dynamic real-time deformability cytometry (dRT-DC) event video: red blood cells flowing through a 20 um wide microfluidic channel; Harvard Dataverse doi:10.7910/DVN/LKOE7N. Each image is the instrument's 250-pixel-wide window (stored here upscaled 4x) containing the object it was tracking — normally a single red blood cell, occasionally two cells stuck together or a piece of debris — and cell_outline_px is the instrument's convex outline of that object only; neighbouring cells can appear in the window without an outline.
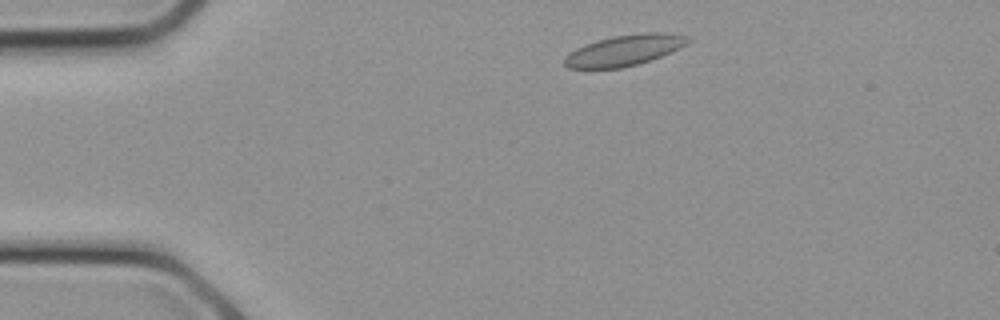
{"species": "common noctule bat (a hibernating species)", "species_latin": "Nyctalus noctula", "temperature_condition": "cold", "stored_images_in_passage": 8, "camera_frame_rate_fps": 3000, "um_per_image_px": 0.085, "animal": {"sex": "female", "body_mass_g": 21.9}, "frame": {"image": 1, "passage_image": 2, "time_ms": 0.333, "image_size_px": [1000, 320], "cell_outline_px": [[692, 40], [688, 44], [672, 52], [636, 64], [620, 68], [568, 68], [564, 64], [564, 56], [576, 48], [584, 44], [596, 40], [612, 36], [640, 32], [664, 32], [688, 36]], "centroid_in_image_um": [53.09, 4.25], "position_along_channel_um": 31.9, "area_um2": 22.31}}
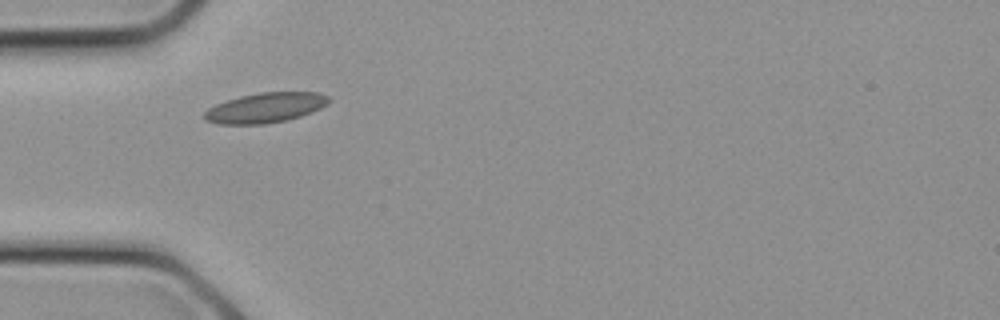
{"frame": {"image": 2, "passage_image": 5, "time_ms": 1.333, "image_size_px": [1000, 320], "cell_outline_px": [[332, 100], [328, 104], [312, 112], [288, 120], [264, 124], [220, 124], [204, 120], [204, 112], [208, 108], [216, 104], [240, 96], [260, 92], [320, 92], [328, 96]], "centroid_in_image_um": [22.59, 9.15], "position_along_channel_um": 62.4, "area_um2": 21.85}}
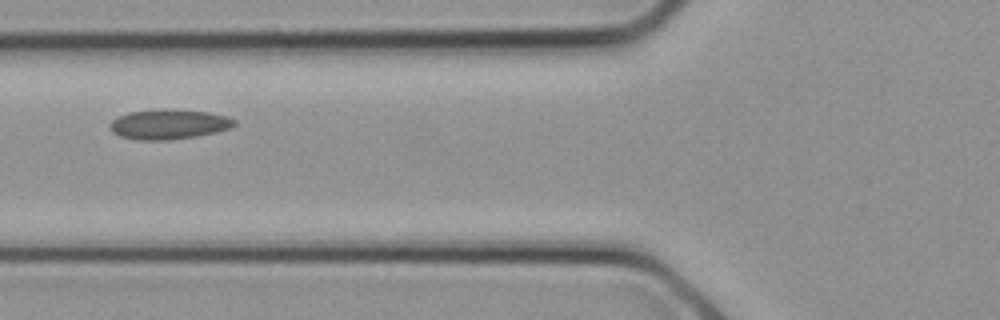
{"frame": {"image": 3, "passage_image": 7, "time_ms": 2.0, "image_size_px": [1000, 320], "cell_outline_px": [[236, 124], [228, 128], [216, 132], [196, 136], [168, 140], [140, 140], [120, 136], [112, 132], [112, 120], [128, 112], [164, 108], [208, 112], [224, 116], [236, 120]], "centroid_in_image_um": [14.35, 10.55], "position_along_channel_um": 111.5, "area_um2": 21.44}}